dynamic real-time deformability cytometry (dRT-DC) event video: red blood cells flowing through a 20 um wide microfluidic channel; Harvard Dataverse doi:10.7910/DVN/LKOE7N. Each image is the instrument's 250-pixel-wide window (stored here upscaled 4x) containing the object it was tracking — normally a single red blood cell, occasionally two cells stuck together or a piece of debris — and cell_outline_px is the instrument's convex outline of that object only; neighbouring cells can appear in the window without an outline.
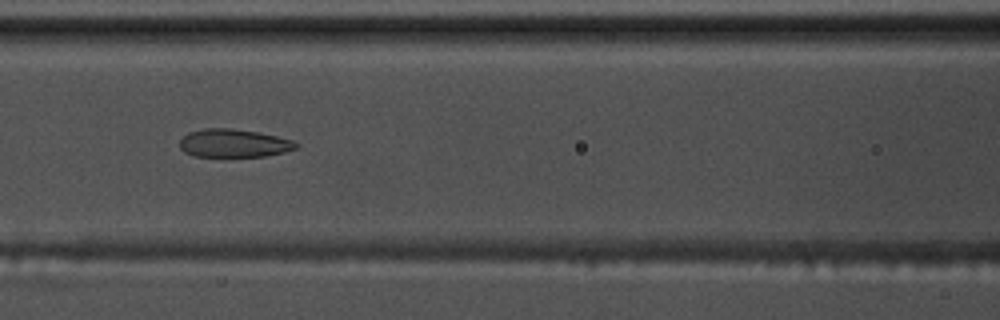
{"species": "common noctule bat (a hibernating species)", "species_latin": "Nyctalus noctula", "temperature_condition": "warm", "stored_images_in_passage": 45, "camera_frame_rate_fps": 3000, "um_per_image_px": 0.085, "animal": {"sex": "male", "body_mass_g": 17.5, "forearm_length_mm": 52.3}, "frame": {"image": 1, "passage_image": 14, "time_ms": 4.333, "image_size_px": [1000, 320], "cell_outline_px": [[300, 144], [296, 148], [284, 152], [264, 156], [196, 156], [184, 152], [180, 148], [180, 140], [188, 132], [204, 128], [232, 128], [256, 132], [276, 136], [292, 140]], "centroid_in_image_um": [19.86, 12.17], "position_along_channel_um": 146.7, "area_um2": 18.96}}
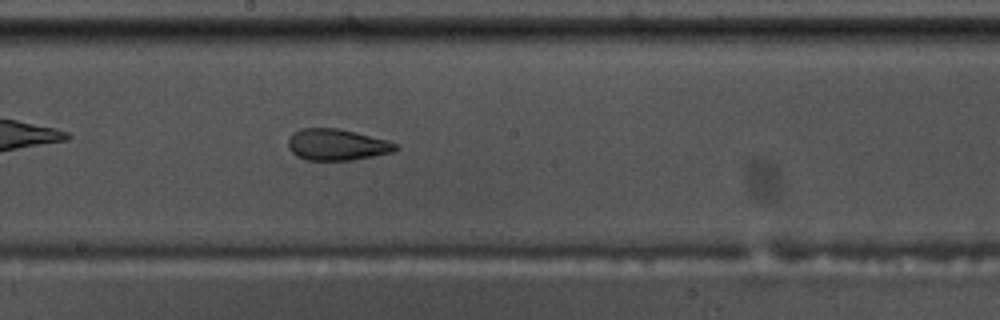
{"frame": {"image": 2, "passage_image": 20, "time_ms": 6.333, "image_size_px": [1000, 320], "cell_outline_px": [[400, 148], [392, 152], [352, 160], [308, 160], [296, 156], [288, 148], [288, 140], [300, 128], [336, 128], [356, 132], [388, 140], [396, 144]], "centroid_in_image_um": [28.65, 12.3], "position_along_channel_um": 219.6, "area_um2": 19.54}}
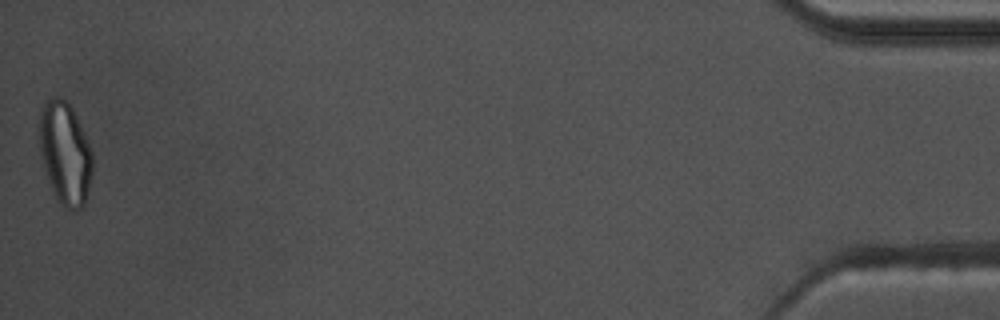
{"frame": {"image": 3, "passage_image": 45, "time_ms": 14.667, "image_size_px": [1000, 320], "cell_outline_px": [[92, 172], [84, 204], [76, 212], [64, 208], [56, 200], [48, 180], [44, 168], [36, 128], [40, 112], [44, 100], [56, 96], [60, 96], [72, 108], [84, 132], [92, 152]], "centroid_in_image_um": [5.49, 13.01], "position_along_channel_um": 429.7, "area_um2": 32.19}, "authors_computed_cell_mechanics": {"area_um2": 21.4438, "velocity_mm_per_s": 3.6593, "shape_relaxation_time_tau1_ms": null, "shape_relaxation_time_tau2_ms": 1.2332, "deformation_change_tau1": null, "deformation_change_tau2": 0.0847}}